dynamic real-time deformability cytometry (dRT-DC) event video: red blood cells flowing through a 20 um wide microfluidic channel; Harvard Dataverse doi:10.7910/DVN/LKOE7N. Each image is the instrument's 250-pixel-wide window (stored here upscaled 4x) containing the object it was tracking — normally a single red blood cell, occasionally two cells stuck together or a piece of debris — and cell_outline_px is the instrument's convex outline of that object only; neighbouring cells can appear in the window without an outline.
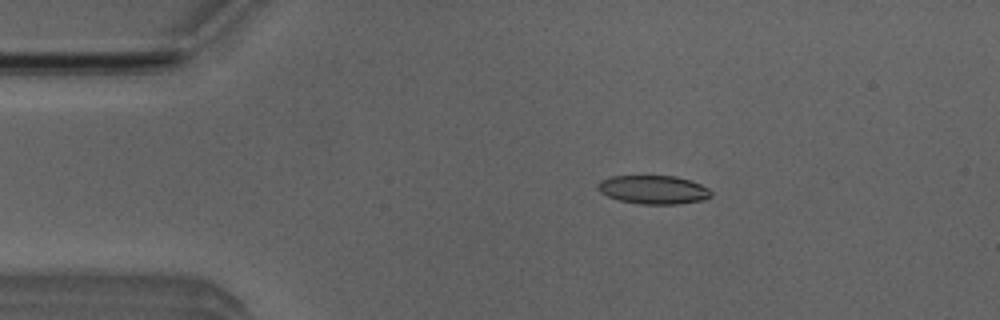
{"species": "Egyptian fruit bat (a non-hibernating species)", "species_latin": "Rousettus aegyptiacus", "temperature_condition": "room temperature", "stored_images_in_passage": 47, "camera_frame_rate_fps": 3000, "um_per_image_px": 0.085, "animal": {"sex": "male"}, "frame": {"image": 1, "passage_image": 5, "time_ms": 1.333, "image_size_px": [1000, 320], "cell_outline_px": [[712, 196], [704, 200], [676, 204], [640, 204], [620, 200], [608, 196], [600, 192], [596, 188], [596, 184], [600, 180], [612, 176], [676, 176], [700, 184], [708, 188], [712, 192]], "centroid_in_image_um": [55.53, 16.12], "position_along_channel_um": 29.5, "area_um2": 18.9}}
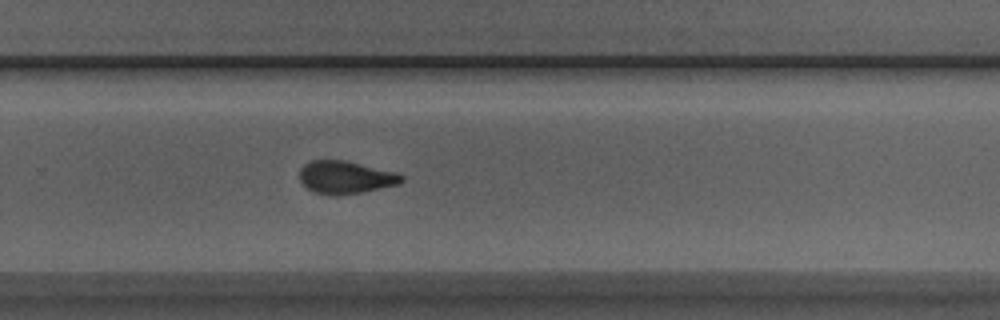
{"frame": {"image": 2, "passage_image": 29, "time_ms": 9.333, "image_size_px": [1000, 320], "cell_outline_px": [[404, 180], [400, 184], [360, 192], [336, 196], [316, 192], [308, 188], [300, 180], [300, 168], [304, 164], [312, 160], [344, 160], [396, 172], [404, 176]], "centroid_in_image_um": [29.38, 15.06], "position_along_channel_um": 300.4, "area_um2": 19.31}}
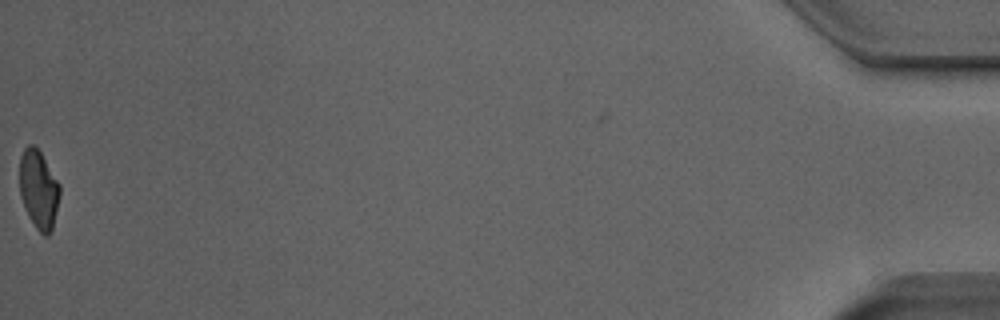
{"frame": {"image": 3, "passage_image": 47, "time_ms": 15.333, "image_size_px": [1000, 320], "cell_outline_px": [[60, 196], [52, 228], [48, 236], [44, 236], [36, 228], [28, 216], [20, 196], [20, 156], [24, 148], [28, 144], [32, 144], [40, 152], [60, 184]], "centroid_in_image_um": [3.28, 16.1], "position_along_channel_um": 431.9, "area_um2": 18.32}, "authors_computed_cell_mechanics": {"area_um2": 19.4208, "velocity_mm_per_s": 4.0001, "shape_relaxation_time_tau1_ms": 10.0237, "shape_relaxation_time_tau2_ms": 2.0983, "deformation_change_tau1": 0.234, "deformation_change_tau2": 0.0986}}